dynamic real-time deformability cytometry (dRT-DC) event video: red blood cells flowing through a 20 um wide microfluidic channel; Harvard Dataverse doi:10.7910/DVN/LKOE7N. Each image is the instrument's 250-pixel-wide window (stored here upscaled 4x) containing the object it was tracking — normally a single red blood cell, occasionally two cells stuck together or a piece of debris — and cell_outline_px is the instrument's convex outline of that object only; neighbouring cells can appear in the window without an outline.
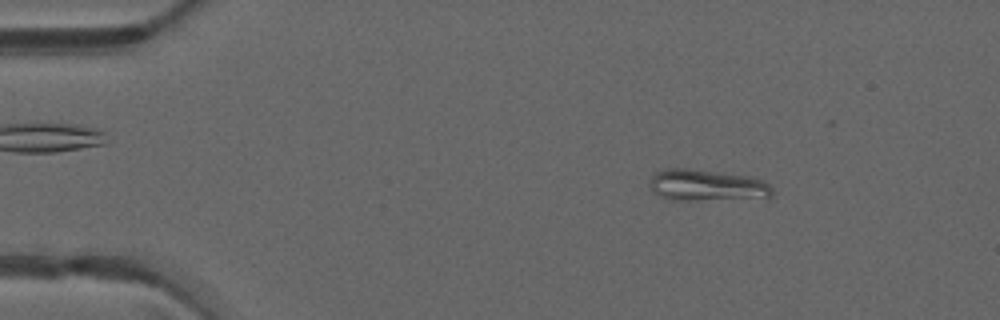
{"species": "common noctule bat (a hibernating species)", "species_latin": "Nyctalus noctula", "temperature_condition": "warm", "stored_images_in_passage": 46, "camera_frame_rate_fps": 3000, "um_per_image_px": 0.085, "animal": {"sex": "male", "forearm_length_mm": 52.5}, "frame": {"image": 1, "passage_image": 5, "time_ms": 1.333, "image_size_px": [1000, 320], "cell_outline_px": [[772, 196], [768, 200], [672, 200], [652, 192], [648, 184], [648, 180], [656, 172], [664, 168], [688, 168], [748, 176], [760, 180], [768, 184], [772, 188]], "centroid_in_image_um": [60.11, 15.78], "position_along_channel_um": 24.9, "area_um2": 23.18}}
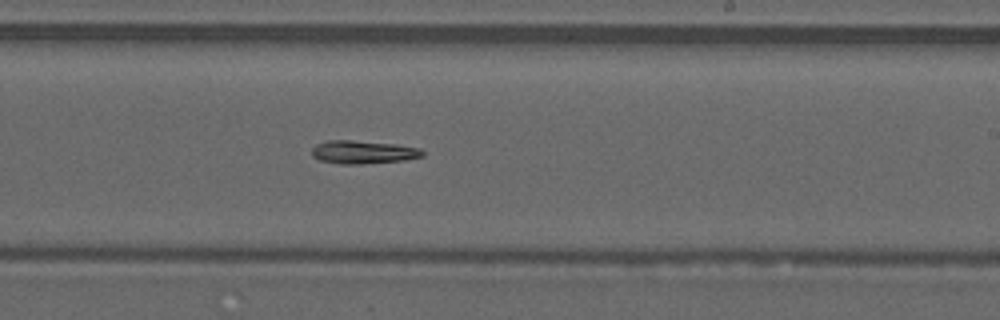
{"frame": {"image": 2, "passage_image": 27, "time_ms": 8.667, "image_size_px": [1000, 320], "cell_outline_px": [[424, 156], [404, 160], [360, 164], [340, 164], [320, 160], [312, 156], [312, 148], [316, 144], [328, 140], [352, 140], [396, 144], [420, 148], [424, 152]], "centroid_in_image_um": [30.86, 12.92], "position_along_channel_um": 258.1, "area_um2": 14.97}}
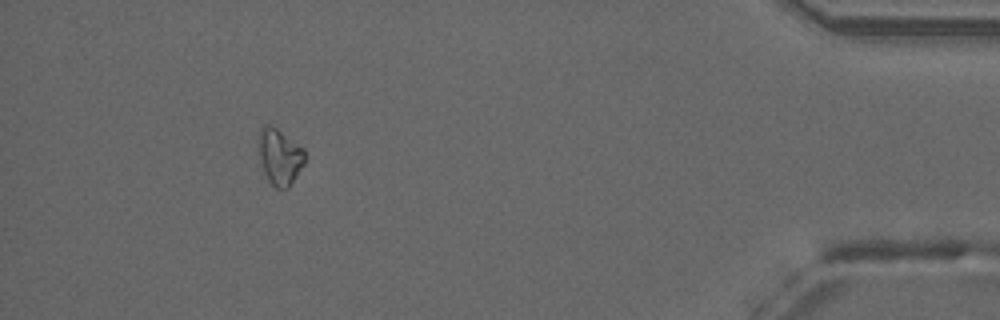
{"frame": {"image": 3, "passage_image": 42, "time_ms": 13.667, "image_size_px": [1000, 320], "cell_outline_px": [[304, 164], [288, 188], [276, 188], [268, 180], [264, 172], [256, 144], [260, 128], [264, 124], [268, 124], [276, 128], [304, 148]], "centroid_in_image_um": [23.74, 13.29], "position_along_channel_um": 411.5, "area_um2": 15.14}}